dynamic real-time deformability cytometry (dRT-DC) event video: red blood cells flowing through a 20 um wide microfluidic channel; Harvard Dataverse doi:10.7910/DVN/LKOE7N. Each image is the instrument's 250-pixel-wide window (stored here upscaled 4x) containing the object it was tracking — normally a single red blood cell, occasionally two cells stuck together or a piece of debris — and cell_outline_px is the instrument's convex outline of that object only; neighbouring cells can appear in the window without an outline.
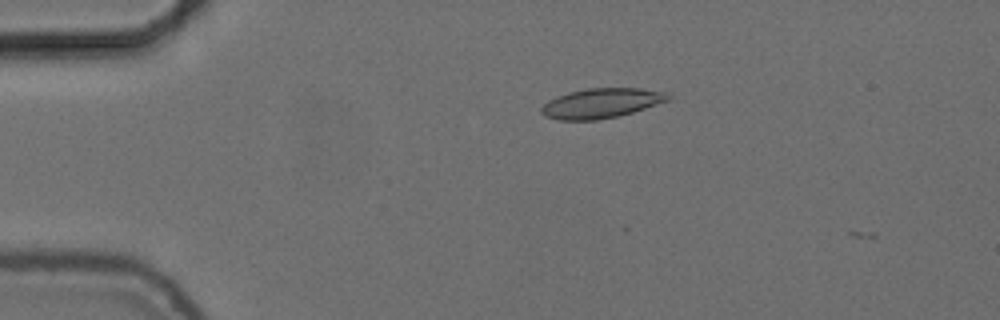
{"species": "common noctule bat (a hibernating species)", "species_latin": "Nyctalus noctula", "temperature_condition": "cold", "stored_images_in_passage": 11, "camera_frame_rate_fps": 3000, "um_per_image_px": 0.085, "animal": {"sex": "female", "body_mass_g": 24.6, "forearm_length_mm": 56.2}, "frame": {"image": 1, "passage_image": 10, "time_ms": 3.0, "image_size_px": [1000, 320], "cell_outline_px": [[672, 100], [632, 112], [616, 116], [596, 120], [556, 120], [544, 116], [540, 112], [540, 108], [548, 100], [556, 96], [568, 92], [588, 88], [640, 88], [668, 92], [672, 96]], "centroid_in_image_um": [51.12, 8.76], "position_along_channel_um": 33.9, "area_um2": 22.25}}